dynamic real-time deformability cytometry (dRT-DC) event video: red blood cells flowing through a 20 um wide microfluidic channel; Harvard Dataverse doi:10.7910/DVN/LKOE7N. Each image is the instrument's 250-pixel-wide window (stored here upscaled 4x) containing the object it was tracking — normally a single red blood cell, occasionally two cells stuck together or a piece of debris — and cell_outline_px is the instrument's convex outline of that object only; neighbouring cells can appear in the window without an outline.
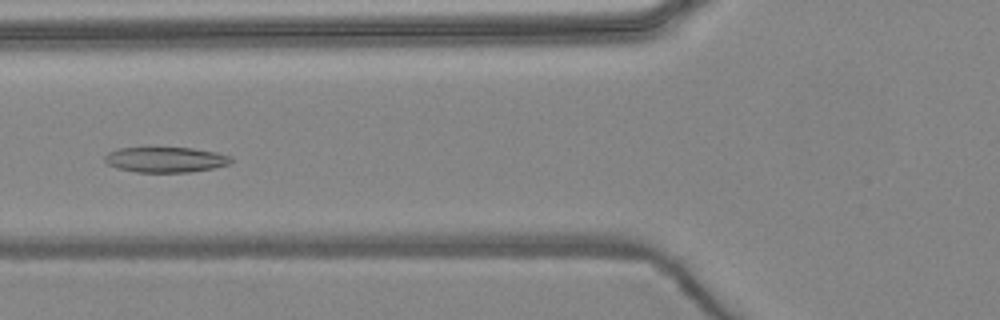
{"species": "common noctule bat (a hibernating species)", "species_latin": "Nyctalus noctula", "temperature_condition": "warm", "stored_images_in_passage": 5, "camera_frame_rate_fps": 3000, "um_per_image_px": 0.085, "animal": {"sex": "female", "body_mass_g": 24.6, "forearm_length_mm": 56.2}, "frame": {"image": 1, "passage_image": 4, "time_ms": 3.667, "image_size_px": [1000, 320], "cell_outline_px": [[232, 164], [216, 168], [188, 172], [136, 172], [116, 168], [108, 164], [104, 160], [104, 156], [108, 152], [116, 148], [192, 148], [216, 152], [232, 156]], "centroid_in_image_um": [14.1, 13.57], "position_along_channel_um": 111.7, "area_um2": 18.84}}
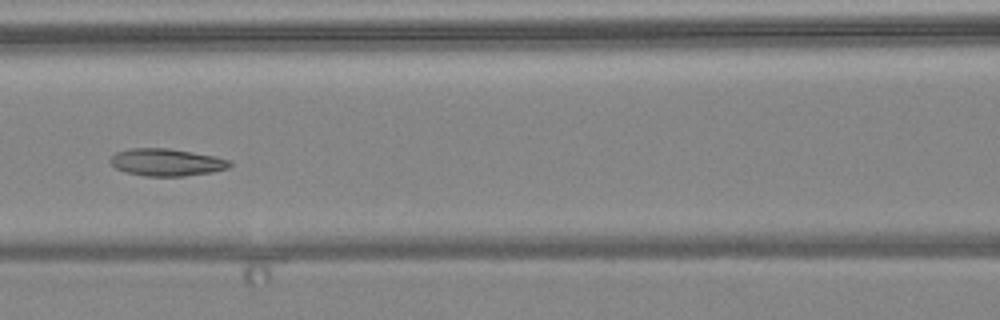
{"frame": {"image": 2, "passage_image": 5, "time_ms": 4.667, "image_size_px": [1000, 320], "cell_outline_px": [[232, 164], [228, 168], [212, 172], [184, 176], [144, 176], [124, 172], [116, 168], [108, 160], [116, 152], [128, 148], [168, 148], [192, 152], [232, 160]], "centroid_in_image_um": [14.14, 13.79], "position_along_channel_um": 152.5, "area_um2": 19.07}}